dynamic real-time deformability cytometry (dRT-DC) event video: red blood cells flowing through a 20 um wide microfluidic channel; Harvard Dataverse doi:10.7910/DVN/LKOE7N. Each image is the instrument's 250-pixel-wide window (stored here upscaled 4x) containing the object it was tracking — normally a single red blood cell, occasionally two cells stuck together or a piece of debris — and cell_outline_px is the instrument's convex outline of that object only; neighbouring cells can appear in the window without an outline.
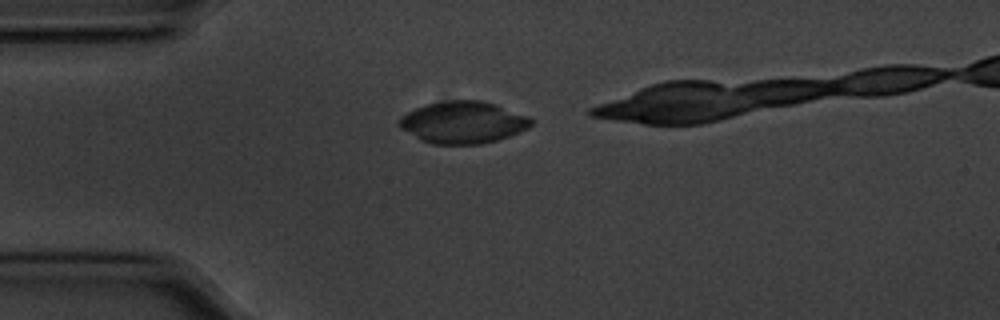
{"species": "common noctule bat (a hibernating species)", "species_latin": "Nyctalus noctula", "temperature_condition": "cold", "stored_images_in_passage": 34, "camera_frame_rate_fps": 3000, "um_per_image_px": 0.085, "animal": {"sex": "male", "body_mass_g": 20.1, "forearm_length_mm": 53.5}, "frame": {"image": 1, "passage_image": 3, "time_ms": 0.667, "image_size_px": [1000, 320], "cell_outline_px": [[532, 124], [528, 128], [520, 132], [496, 140], [480, 144], [432, 144], [420, 140], [400, 128], [396, 124], [400, 116], [416, 108], [428, 104], [448, 100], [480, 100], [496, 104], [528, 116], [532, 120]], "centroid_in_image_um": [39.33, 10.4], "position_along_channel_um": 45.7, "area_um2": 32.31}}
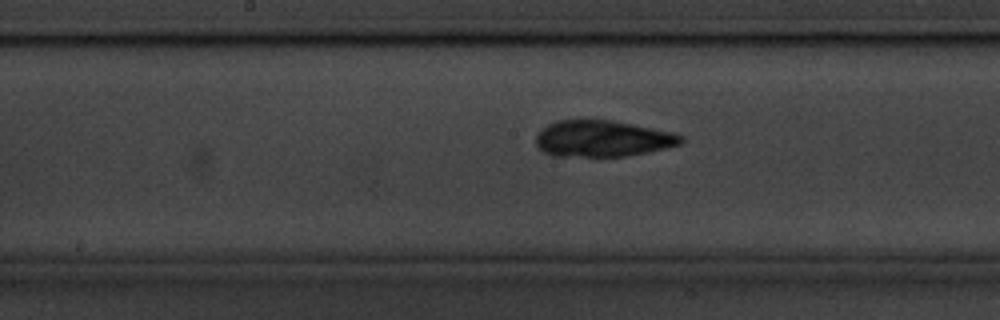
{"frame": {"image": 2, "passage_image": 17, "time_ms": 5.333, "image_size_px": [1000, 320], "cell_outline_px": [[684, 140], [680, 144], [664, 148], [628, 156], [552, 156], [544, 152], [536, 144], [536, 136], [548, 124], [556, 120], [612, 120], [672, 132], [684, 136]], "centroid_in_image_um": [51.21, 11.78], "position_along_channel_um": 197.0, "area_um2": 30.52}}
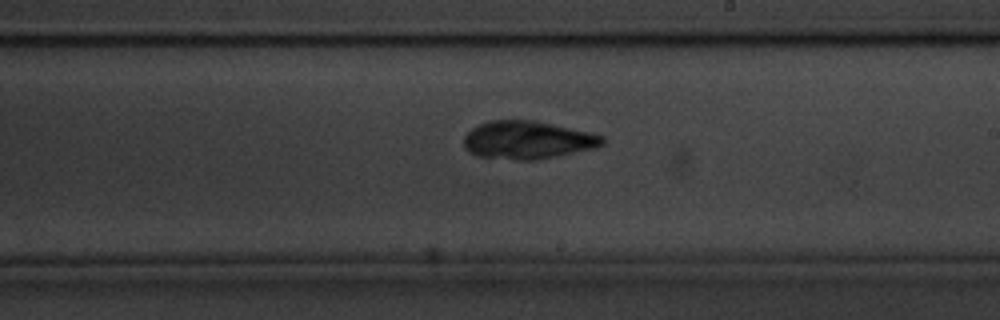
{"frame": {"image": 3, "passage_image": 21, "time_ms": 6.667, "image_size_px": [1000, 320], "cell_outline_px": [[604, 144], [596, 148], [536, 160], [516, 160], [476, 156], [468, 152], [464, 148], [464, 136], [472, 128], [480, 124], [492, 120], [532, 120], [552, 124], [588, 132], [604, 136]], "centroid_in_image_um": [44.82, 11.91], "position_along_channel_um": 244.2, "area_um2": 30.63}}